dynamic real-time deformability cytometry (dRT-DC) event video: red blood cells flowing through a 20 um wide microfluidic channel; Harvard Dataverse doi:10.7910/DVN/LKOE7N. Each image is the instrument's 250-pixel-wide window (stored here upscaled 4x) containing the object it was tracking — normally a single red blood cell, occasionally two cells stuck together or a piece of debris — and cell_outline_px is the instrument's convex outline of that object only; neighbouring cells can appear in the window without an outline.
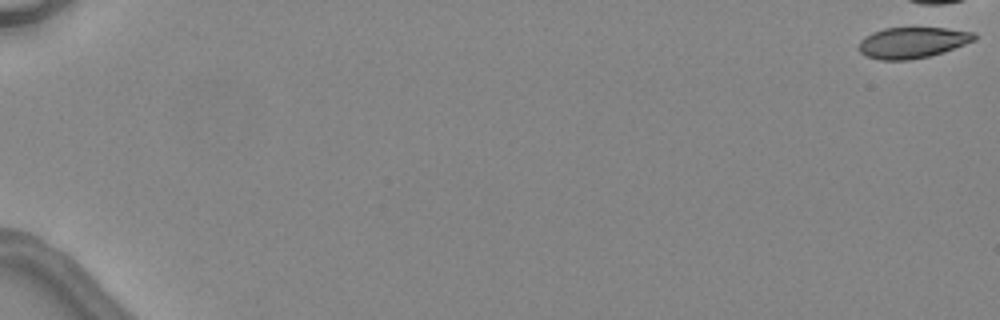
{"species": "common noctule bat (a hibernating species)", "species_latin": "Nyctalus noctula", "temperature_condition": "warm", "stored_images_in_passage": 3, "camera_frame_rate_fps": 3000, "um_per_image_px": 0.085, "animal": {"sex": "female", "body_mass_g": 24.6, "forearm_length_mm": 56.2}, "frame": {"image": 1, "passage_image": 1, "time_ms": 0.0, "image_size_px": [1000, 320], "cell_outline_px": [[976, 40], [944, 52], [928, 56], [908, 60], [880, 60], [868, 56], [860, 52], [860, 40], [864, 36], [872, 32], [884, 28], [944, 28], [976, 32]], "centroid_in_image_um": [77.57, 3.61], "position_along_channel_um": 7.4, "area_um2": 20.81}}